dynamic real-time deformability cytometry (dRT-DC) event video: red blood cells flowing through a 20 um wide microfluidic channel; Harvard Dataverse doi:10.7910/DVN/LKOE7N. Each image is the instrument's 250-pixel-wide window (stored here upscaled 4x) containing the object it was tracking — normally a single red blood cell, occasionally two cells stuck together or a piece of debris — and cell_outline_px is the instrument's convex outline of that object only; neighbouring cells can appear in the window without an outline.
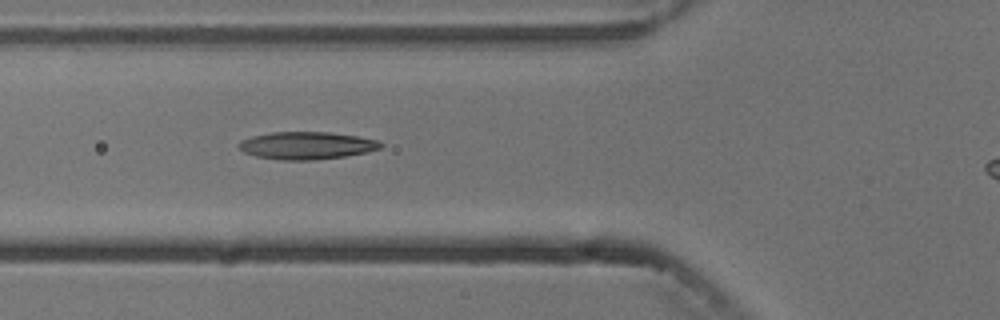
{"species": "common noctule bat (a hibernating species)", "species_latin": "Nyctalus noctula", "temperature_condition": "cold", "stored_images_in_passage": 4, "segment_of_instrument_passage": [1, 2], "camera_frame_rate_fps": 3000, "um_per_image_px": 0.085, "animal": {"sex": "male", "body_mass_g": 13.3}, "frame": {"image": 1, "passage_image": 3, "time_ms": 2.333, "image_size_px": [1000, 320], "cell_outline_px": [[384, 144], [380, 148], [368, 152], [344, 156], [316, 160], [280, 160], [256, 156], [244, 152], [236, 144], [240, 140], [252, 136], [272, 132], [328, 132], [356, 136], [380, 140]], "centroid_in_image_um": [26.07, 12.37], "position_along_channel_um": 99.7, "area_um2": 22.83}}